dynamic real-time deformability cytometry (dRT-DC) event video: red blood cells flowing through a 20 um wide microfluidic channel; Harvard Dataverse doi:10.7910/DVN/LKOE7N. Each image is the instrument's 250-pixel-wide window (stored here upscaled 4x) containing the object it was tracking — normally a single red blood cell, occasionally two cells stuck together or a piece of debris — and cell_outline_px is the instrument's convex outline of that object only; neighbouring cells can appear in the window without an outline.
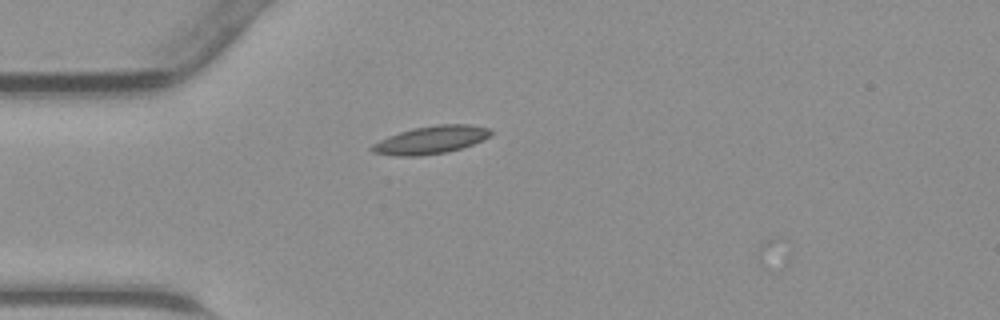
{"species": "common noctule bat (a hibernating species)", "species_latin": "Nyctalus noctula", "temperature_condition": "warm", "stored_images_in_passage": 2, "camera_frame_rate_fps": 3000, "um_per_image_px": 0.085, "animal": {"sex": "male", "body_mass_g": 23.1, "forearm_length_mm": 52.7}, "frame": {"image": 1, "passage_image": 1, "time_ms": 0.0, "image_size_px": [1000, 320], "cell_outline_px": [[492, 132], [484, 140], [448, 152], [420, 156], [392, 156], [372, 152], [368, 148], [372, 144], [388, 136], [412, 128], [436, 124], [472, 124], [488, 128]], "centroid_in_image_um": [36.59, 11.89], "position_along_channel_um": 48.4, "area_um2": 19.42}}